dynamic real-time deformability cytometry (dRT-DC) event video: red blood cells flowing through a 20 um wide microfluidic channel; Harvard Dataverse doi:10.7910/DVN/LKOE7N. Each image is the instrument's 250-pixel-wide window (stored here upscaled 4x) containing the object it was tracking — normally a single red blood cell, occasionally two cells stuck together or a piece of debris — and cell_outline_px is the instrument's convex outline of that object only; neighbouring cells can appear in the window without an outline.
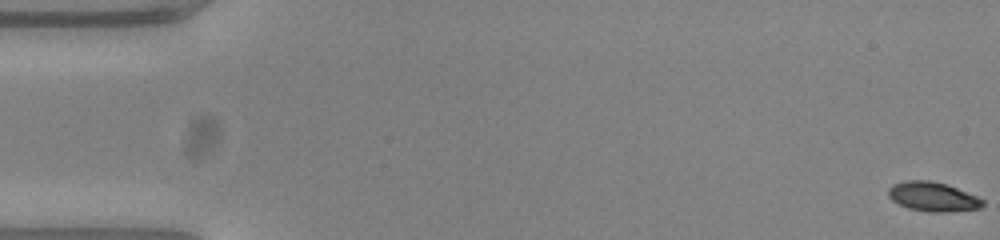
{"species": "common noctule bat (a hibernating species)", "species_latin": "Nyctalus noctula", "temperature_condition": "warm", "stored_images_in_passage": 56, "camera_frame_rate_fps": 3000, "um_per_image_px": 0.085, "animal": {"sex": "female", "body_mass_g": 23.0, "forearm_length_mm": 53.4}, "frame": {"image": 1, "passage_image": 1, "time_ms": 0.0, "image_size_px": [1000, 240], "cell_outline_px": [[984, 204], [980, 208], [944, 212], [928, 212], [908, 208], [892, 200], [888, 196], [888, 188], [892, 184], [908, 180], [928, 180], [944, 184], [956, 188], [976, 196], [984, 200]], "centroid_in_image_um": [79.26, 16.72], "position_along_channel_um": 5.7, "area_um2": 15.95}}
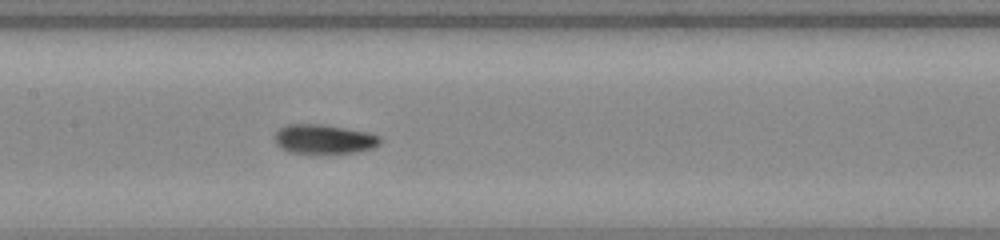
{"frame": {"image": 2, "passage_image": 27, "time_ms": 8.667, "image_size_px": [1000, 240], "cell_outline_px": [[380, 144], [372, 148], [356, 152], [324, 156], [288, 152], [280, 148], [276, 144], [276, 132], [280, 128], [288, 124], [320, 124], [368, 132], [380, 136]], "centroid_in_image_um": [27.53, 11.88], "position_along_channel_um": 179.9, "area_um2": 18.61}}
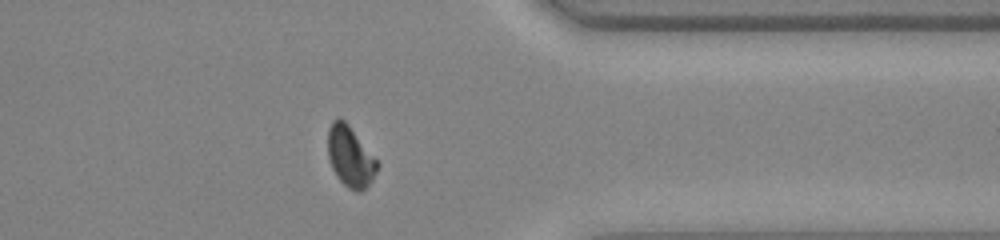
{"frame": {"image": 3, "passage_image": 44, "time_ms": 14.333, "image_size_px": [1000, 240], "cell_outline_px": [[380, 164], [372, 180], [360, 192], [356, 192], [348, 188], [336, 176], [332, 168], [328, 156], [328, 128], [332, 120], [344, 120], [348, 124]], "centroid_in_image_um": [29.77, 13.33], "position_along_channel_um": 381.6, "area_um2": 17.22}, "authors_computed_cell_mechanics": {"area_um2": 17.2244, "velocity_mm_per_s": 3.7756, "shape_relaxation_time_tau1_ms": 2.7893, "shape_relaxation_time_tau2_ms": 2.983, "deformation_change_tau1": 0.126, "deformation_change_tau2": 0.0601}}